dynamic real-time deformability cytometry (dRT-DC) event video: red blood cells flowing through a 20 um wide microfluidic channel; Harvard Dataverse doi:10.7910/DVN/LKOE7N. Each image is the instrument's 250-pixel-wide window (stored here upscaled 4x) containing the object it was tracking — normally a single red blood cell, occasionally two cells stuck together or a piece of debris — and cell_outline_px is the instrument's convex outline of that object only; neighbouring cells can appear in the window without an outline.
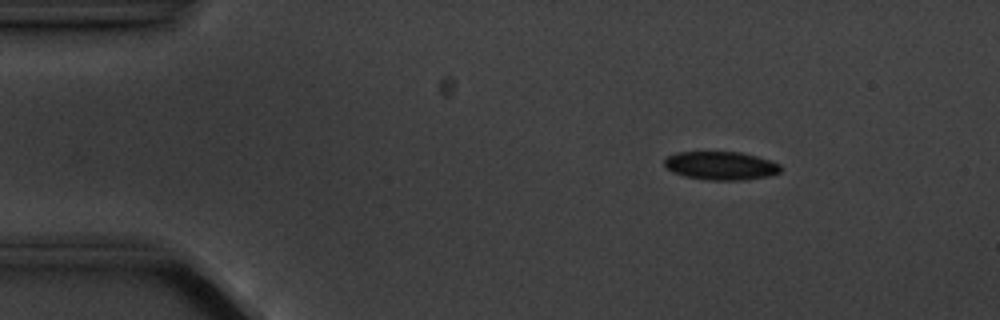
{"species": "common noctule bat (a hibernating species)", "species_latin": "Nyctalus noctula", "temperature_condition": "cold", "stored_images_in_passage": 5, "camera_frame_rate_fps": 3000, "um_per_image_px": 0.085, "animal": {"sex": "male", "body_mass_g": 20.1, "forearm_length_mm": 53.5}, "frame": {"image": 1, "passage_image": 3, "time_ms": 2.333, "image_size_px": [1000, 320], "cell_outline_px": [[780, 172], [768, 176], [748, 180], [708, 180], [684, 176], [672, 172], [664, 164], [664, 160], [668, 156], [680, 152], [740, 152], [756, 156], [780, 164]], "centroid_in_image_um": [61.27, 14.09], "position_along_channel_um": 23.7, "area_um2": 19.13}}